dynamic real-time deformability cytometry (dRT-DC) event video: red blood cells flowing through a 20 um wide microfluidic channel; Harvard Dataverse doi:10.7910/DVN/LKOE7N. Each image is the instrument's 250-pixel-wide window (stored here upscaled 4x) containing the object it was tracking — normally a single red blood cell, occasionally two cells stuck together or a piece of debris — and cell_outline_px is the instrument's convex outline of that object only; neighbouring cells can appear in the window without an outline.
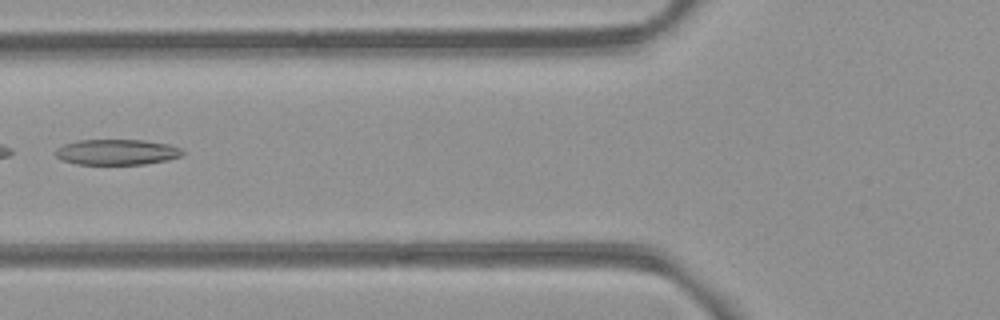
{"species": "common noctule bat (a hibernating species)", "species_latin": "Nyctalus noctula", "temperature_condition": "room temperature", "stored_images_in_passage": 5, "camera_frame_rate_fps": 3000, "um_per_image_px": 0.085, "animal": {"sex": "female", "body_mass_g": 21.9}, "frame": {"image": 1, "passage_image": 4, "time_ms": 3.333, "image_size_px": [1000, 320], "cell_outline_px": [[184, 152], [180, 156], [168, 160], [144, 164], [76, 164], [64, 160], [56, 156], [56, 148], [64, 144], [80, 140], [144, 140], [168, 144], [180, 148]], "centroid_in_image_um": [9.94, 12.92], "position_along_channel_um": 115.9, "area_um2": 18.79}}
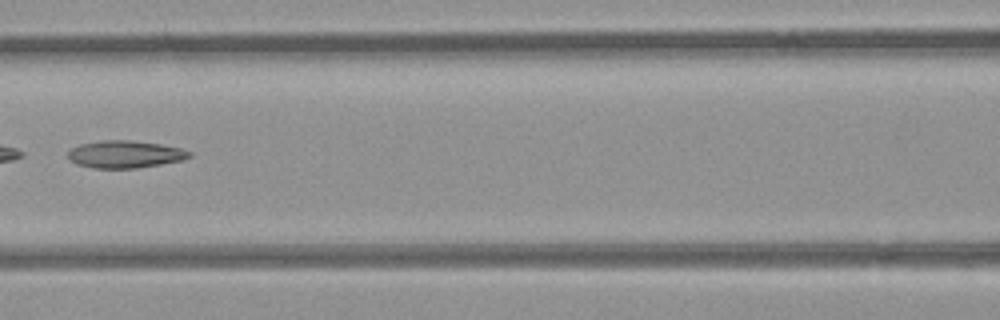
{"frame": {"image": 2, "passage_image": 5, "time_ms": 4.333, "image_size_px": [1000, 320], "cell_outline_px": [[192, 156], [184, 160], [136, 168], [92, 168], [76, 164], [68, 160], [68, 152], [72, 148], [80, 144], [100, 140], [132, 140], [160, 144], [180, 148], [192, 152]], "centroid_in_image_um": [10.62, 13.11], "position_along_channel_um": 156.0, "area_um2": 19.48}}